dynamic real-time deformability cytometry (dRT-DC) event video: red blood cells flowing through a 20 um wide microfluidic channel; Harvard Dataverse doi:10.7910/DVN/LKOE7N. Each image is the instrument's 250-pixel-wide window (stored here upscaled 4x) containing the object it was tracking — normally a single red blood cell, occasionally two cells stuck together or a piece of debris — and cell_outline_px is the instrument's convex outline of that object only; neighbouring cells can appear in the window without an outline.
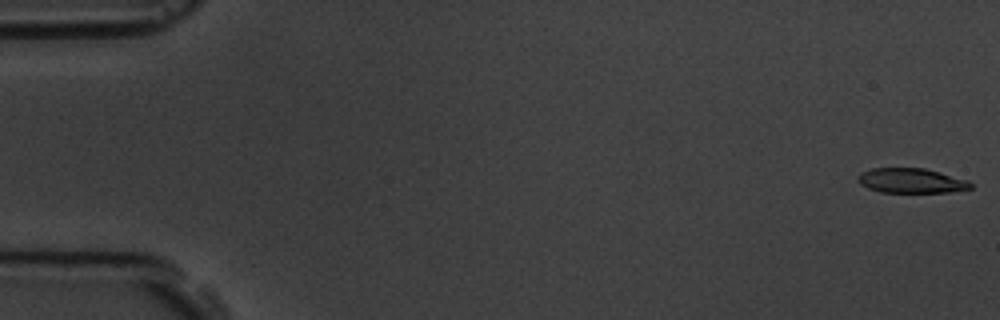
{"species": "common noctule bat (a hibernating species)", "species_latin": "Nyctalus noctula", "temperature_condition": "room temperature", "stored_images_in_passage": 6, "camera_frame_rate_fps": 3000, "um_per_image_px": 0.085, "animal": {"sex": "male", "body_mass_g": 19.5, "forearm_length_mm": 54.6}, "frame": {"image": 1, "passage_image": 1, "time_ms": 0.0, "image_size_px": [1000, 320], "cell_outline_px": [[972, 188], [948, 192], [880, 192], [868, 188], [860, 184], [856, 180], [860, 172], [872, 168], [924, 168], [968, 180], [972, 184]], "centroid_in_image_um": [77.42, 15.35], "position_along_channel_um": 7.6, "area_um2": 16.24}}
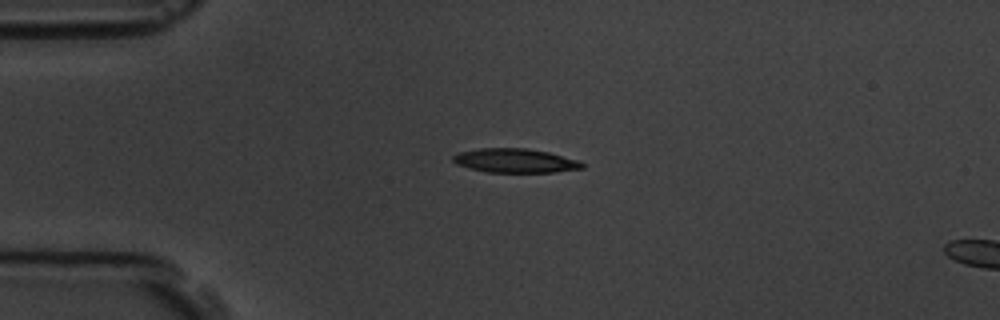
{"frame": {"image": 2, "passage_image": 5, "time_ms": 4.333, "image_size_px": [1000, 320], "cell_outline_px": [[584, 168], [556, 172], [488, 172], [468, 168], [456, 164], [452, 160], [452, 156], [460, 152], [480, 148], [524, 148], [548, 152], [580, 160], [584, 164]], "centroid_in_image_um": [43.8, 13.66], "position_along_channel_um": 41.2, "area_um2": 18.15}}